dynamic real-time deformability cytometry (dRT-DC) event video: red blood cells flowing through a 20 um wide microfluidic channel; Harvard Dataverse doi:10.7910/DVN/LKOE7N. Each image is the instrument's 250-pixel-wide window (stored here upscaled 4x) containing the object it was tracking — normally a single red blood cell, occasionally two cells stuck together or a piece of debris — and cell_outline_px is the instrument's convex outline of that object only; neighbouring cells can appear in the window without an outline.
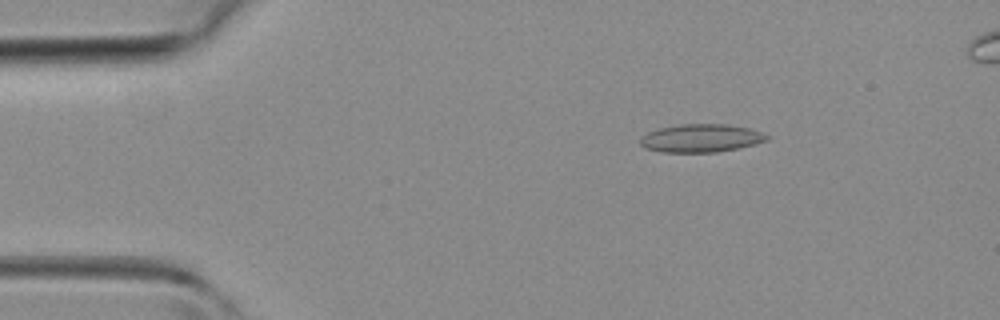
{"species": "common noctule bat (a hibernating species)", "species_latin": "Nyctalus noctula", "temperature_condition": "room temperature", "stored_images_in_passage": 40, "camera_frame_rate_fps": 3000, "um_per_image_px": 0.085, "animal": {"sex": "female", "body_mass_g": 19.3, "forearm_length_mm": 54.1}, "frame": {"image": 1, "passage_image": 6, "time_ms": 1.667, "image_size_px": [1000, 320], "cell_outline_px": [[772, 136], [768, 140], [756, 144], [740, 148], [716, 152], [660, 152], [644, 148], [640, 144], [640, 136], [648, 132], [660, 128], [680, 124], [728, 124], [748, 128]], "centroid_in_image_um": [59.59, 11.75], "position_along_channel_um": 25.4, "area_um2": 20.92}}
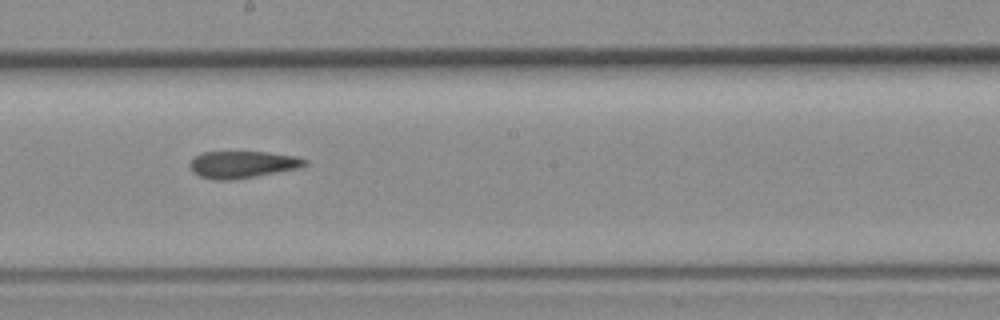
{"frame": {"image": 2, "passage_image": 22, "time_ms": 7.0, "image_size_px": [1000, 320], "cell_outline_px": [[308, 164], [300, 168], [256, 176], [232, 180], [212, 180], [200, 176], [192, 172], [192, 160], [196, 156], [204, 152], [264, 152], [296, 156], [308, 160]], "centroid_in_image_um": [20.66, 13.99], "position_along_channel_um": 227.5, "area_um2": 17.98}}
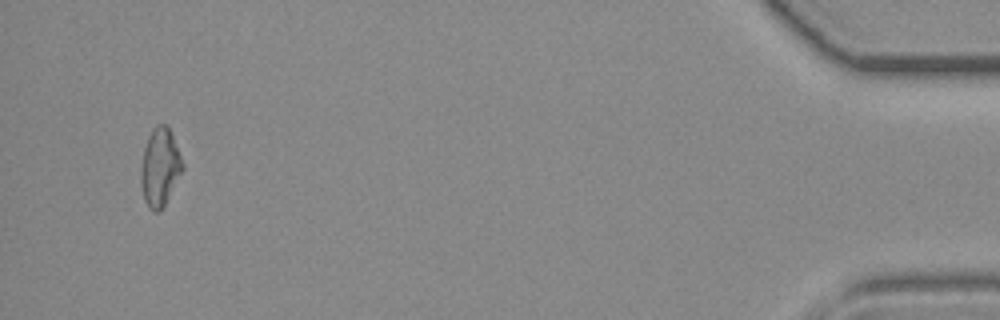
{"frame": {"image": 3, "passage_image": 39, "time_ms": 12.667, "image_size_px": [1000, 320], "cell_outline_px": [[184, 168], [160, 212], [152, 212], [148, 208], [144, 200], [140, 184], [140, 168], [144, 148], [148, 136], [152, 128], [156, 124], [168, 124], [184, 164]], "centroid_in_image_um": [13.57, 14.21], "position_along_channel_um": 421.6, "area_um2": 19.19}}